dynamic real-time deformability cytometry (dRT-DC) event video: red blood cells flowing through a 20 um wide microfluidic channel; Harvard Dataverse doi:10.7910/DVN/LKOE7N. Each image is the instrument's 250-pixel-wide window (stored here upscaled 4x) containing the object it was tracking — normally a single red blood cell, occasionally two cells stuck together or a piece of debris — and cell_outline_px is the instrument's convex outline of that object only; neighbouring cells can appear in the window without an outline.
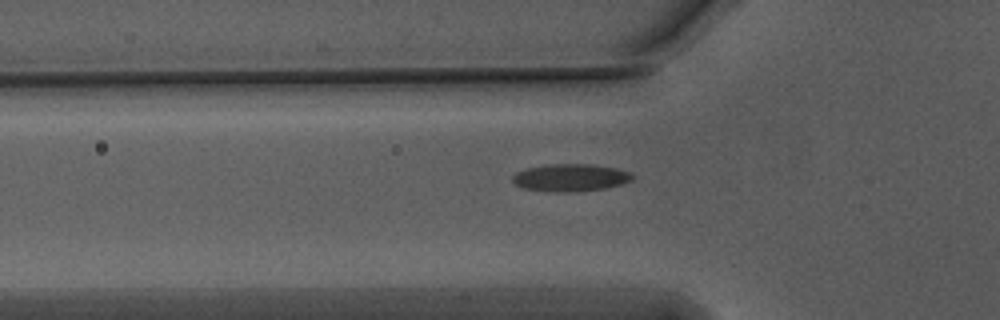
{"species": "Egyptian fruit bat (a non-hibernating species)", "species_latin": "Rousettus aegyptiacus", "temperature_condition": "warm", "stored_images_in_passage": 41, "camera_frame_rate_fps": 3000, "um_per_image_px": 0.085, "animal": {"sex": "male"}, "frame": {"image": 1, "passage_image": 10, "time_ms": 3.0, "image_size_px": [1000, 320], "cell_outline_px": [[636, 176], [632, 180], [608, 188], [572, 192], [556, 192], [524, 188], [516, 184], [512, 180], [512, 176], [516, 172], [528, 168], [552, 164], [588, 164], [616, 168], [628, 172]], "centroid_in_image_um": [48.51, 15.1], "position_along_channel_um": 77.3, "area_um2": 19.02}}
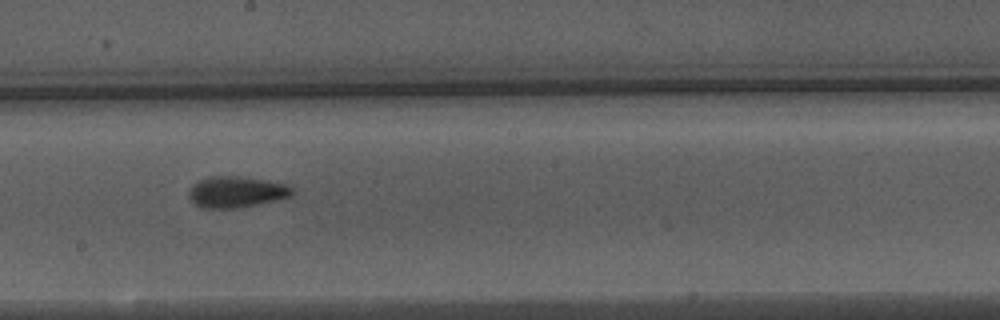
{"frame": {"image": 2, "passage_image": 22, "time_ms": 7.0, "image_size_px": [1000, 320], "cell_outline_px": [[296, 188], [288, 196], [256, 204], [236, 208], [200, 208], [188, 196], [188, 192], [192, 184], [208, 176], [240, 176], [284, 184]], "centroid_in_image_um": [20.01, 16.3], "position_along_channel_um": 228.2, "area_um2": 18.44}}
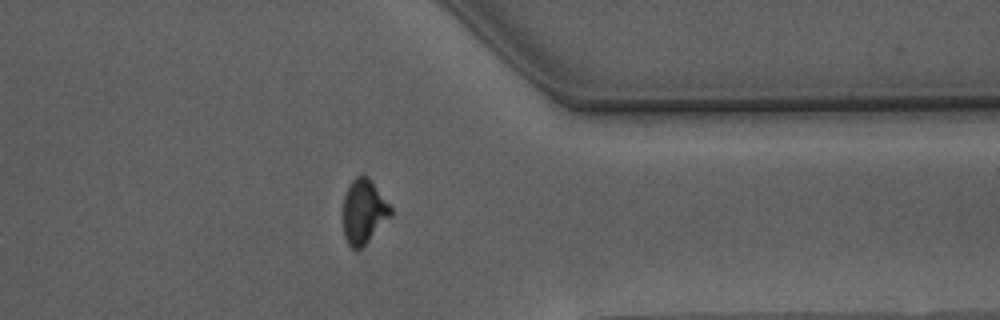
{"frame": {"image": 3, "passage_image": 35, "time_ms": 11.333, "image_size_px": [1000, 320], "cell_outline_px": [[392, 216], [356, 252], [348, 244], [344, 236], [344, 196], [352, 180], [356, 176], [368, 176], [392, 208]], "centroid_in_image_um": [30.92, 17.99], "position_along_channel_um": 380.5, "area_um2": 17.57}, "authors_computed_cell_mechanics": {"area_um2": 18.207, "velocity_mm_per_s": 3.7606, "shape_relaxation_time_tau1_ms": 4.3681, "shape_relaxation_time_tau2_ms": 1.5064, "deformation_change_tau1": 0.1531, "deformation_change_tau2": 0.0915}}